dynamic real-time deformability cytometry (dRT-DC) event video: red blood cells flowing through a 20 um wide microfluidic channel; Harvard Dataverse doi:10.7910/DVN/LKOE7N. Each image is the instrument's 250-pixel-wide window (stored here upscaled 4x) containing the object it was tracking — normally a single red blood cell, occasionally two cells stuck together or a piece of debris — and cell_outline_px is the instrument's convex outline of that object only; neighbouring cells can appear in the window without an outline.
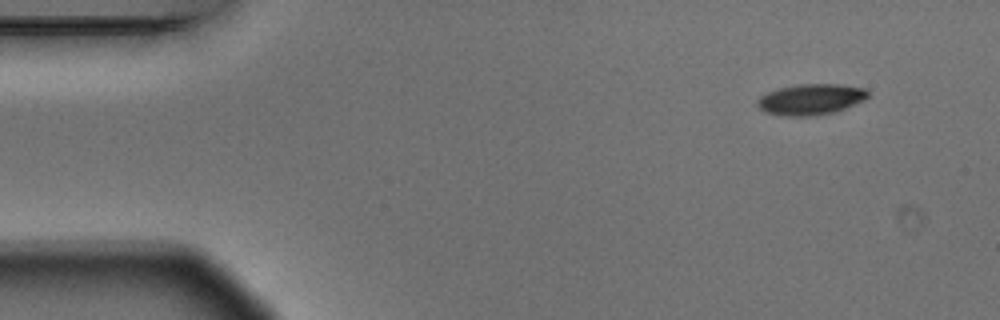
{"species": "Egyptian fruit bat (a non-hibernating species)", "species_latin": "Rousettus aegyptiacus", "temperature_condition": "warm", "stored_images_in_passage": 3, "camera_frame_rate_fps": 3000, "um_per_image_px": 0.085, "animal": {"sex": "male"}, "frame": {"image": 1, "passage_image": 1, "time_ms": 0.0, "image_size_px": [1000, 320], "cell_outline_px": [[868, 96], [864, 100], [844, 108], [832, 112], [812, 116], [784, 116], [764, 112], [756, 104], [756, 100], [760, 96], [768, 92], [780, 88], [800, 84], [840, 84], [864, 88], [868, 92]], "centroid_in_image_um": [68.88, 8.44], "position_along_channel_um": 16.1, "area_um2": 19.77}}
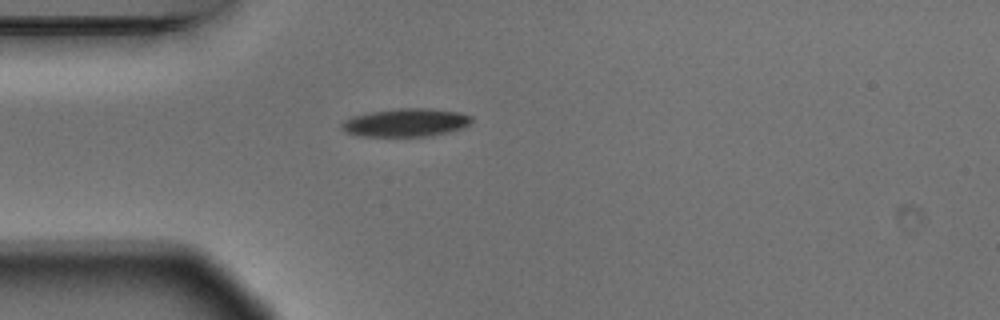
{"frame": {"image": 2, "passage_image": 3, "time_ms": 0.667, "image_size_px": [1000, 320], "cell_outline_px": [[472, 120], [464, 128], [448, 132], [428, 136], [356, 136], [344, 132], [340, 128], [340, 124], [344, 120], [352, 116], [372, 112], [400, 108], [432, 108], [460, 112], [472, 116]], "centroid_in_image_um": [34.48, 10.42], "position_along_channel_um": 50.5, "area_um2": 21.5}}